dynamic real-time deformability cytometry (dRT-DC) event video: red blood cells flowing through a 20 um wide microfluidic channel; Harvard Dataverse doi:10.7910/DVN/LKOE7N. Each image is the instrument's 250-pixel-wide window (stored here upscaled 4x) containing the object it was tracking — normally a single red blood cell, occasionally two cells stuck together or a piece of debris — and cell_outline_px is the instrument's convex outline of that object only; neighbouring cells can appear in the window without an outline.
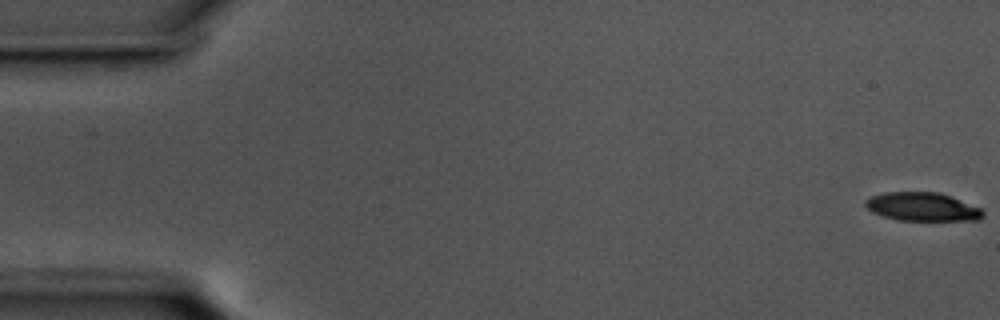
{"species": "common noctule bat (a hibernating species)", "species_latin": "Nyctalus noctula", "temperature_condition": "cold", "stored_images_in_passage": 57, "camera_frame_rate_fps": 3000, "um_per_image_px": 0.085, "animal": {"sex": "male", "body_mass_g": 17.5, "forearm_length_mm": 52.3}, "frame": {"image": 1, "passage_image": 1, "time_ms": 0.0, "image_size_px": [1000, 320], "cell_outline_px": [[984, 216], [980, 220], [896, 220], [872, 212], [864, 204], [864, 200], [872, 196], [884, 192], [940, 192], [980, 208], [984, 212]], "centroid_in_image_um": [78.39, 17.57], "position_along_channel_um": 6.6, "area_um2": 19.48}}
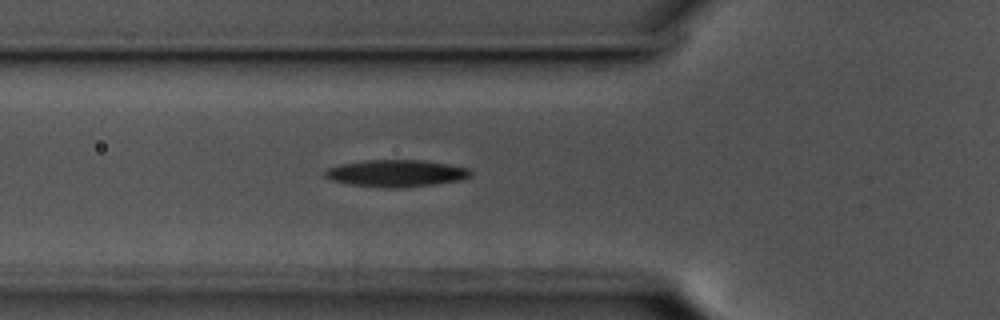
{"frame": {"image": 2, "passage_image": 20, "time_ms": 6.333, "image_size_px": [1000, 320], "cell_outline_px": [[472, 176], [460, 180], [432, 184], [396, 188], [392, 188], [348, 184], [328, 180], [324, 176], [324, 172], [328, 168], [340, 164], [368, 160], [420, 160], [448, 164], [468, 168], [472, 172]], "centroid_in_image_um": [33.64, 14.73], "position_along_channel_um": 92.2, "area_um2": 22.77}}
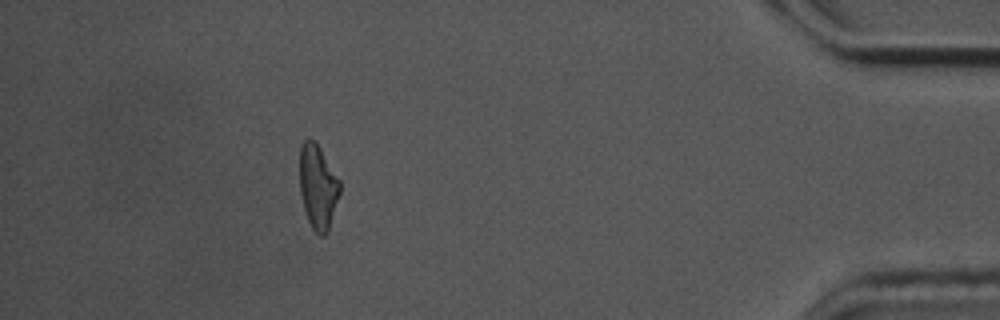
{"frame": {"image": 3, "passage_image": 51, "time_ms": 16.667, "image_size_px": [1000, 320], "cell_outline_px": [[340, 192], [328, 232], [324, 236], [320, 236], [312, 228], [308, 220], [304, 208], [300, 192], [300, 144], [308, 136], [316, 140], [340, 180]], "centroid_in_image_um": [27.02, 15.82], "position_along_channel_um": 408.2, "area_um2": 20.0}, "authors_computed_cell_mechanics": {"area_um2": 20.9236, "velocity_mm_per_s": 3.5896, "shape_relaxation_time_tau1_ms": 2.8355, "shape_relaxation_time_tau2_ms": 5.4565, "deformation_change_tau1": 0.1278, "deformation_change_tau2": 0.1687}}